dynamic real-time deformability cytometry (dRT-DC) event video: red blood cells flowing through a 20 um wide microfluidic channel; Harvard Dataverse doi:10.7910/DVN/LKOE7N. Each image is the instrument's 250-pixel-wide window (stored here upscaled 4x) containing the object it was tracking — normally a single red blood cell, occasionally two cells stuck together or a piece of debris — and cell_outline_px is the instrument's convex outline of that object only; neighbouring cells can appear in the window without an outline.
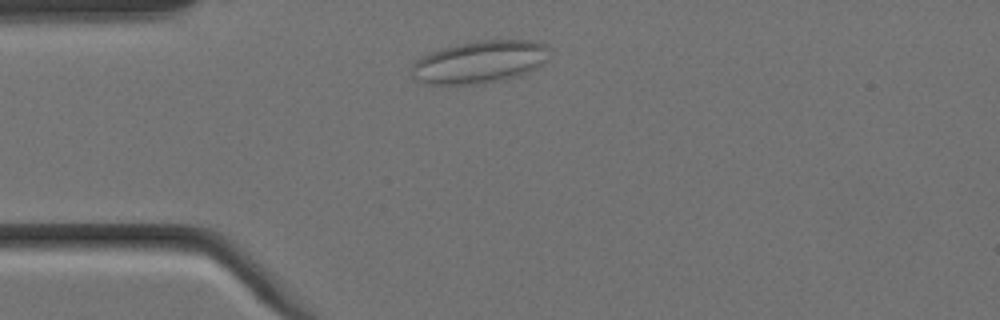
{"species": "Egyptian fruit bat (a non-hibernating species)", "species_latin": "Rousettus aegyptiacus", "temperature_condition": "cold", "stored_images_in_passage": 9, "camera_frame_rate_fps": 3000, "um_per_image_px": 0.085, "animal": {"sex": "female"}, "frame": {"image": 1, "passage_image": 2, "time_ms": 0.333, "image_size_px": [1000, 320], "cell_outline_px": [[552, 56], [536, 68], [528, 72], [516, 76], [484, 84], [428, 84], [416, 80], [412, 72], [412, 64], [416, 60], [440, 48], [476, 40], [532, 40], [544, 44], [552, 48]], "centroid_in_image_um": [40.84, 5.25], "position_along_channel_um": 44.2, "area_um2": 34.33}}
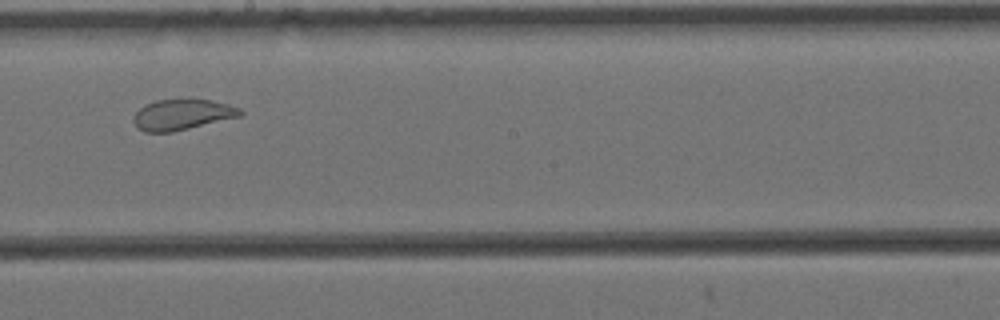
{"frame": {"image": 2, "passage_image": 7, "time_ms": 2.0, "image_size_px": [1000, 320], "cell_outline_px": [[244, 112], [240, 116], [172, 132], [144, 132], [136, 128], [132, 120], [132, 116], [144, 104], [156, 100], [188, 96], [228, 104], [240, 108]], "centroid_in_image_um": [15.43, 9.7], "position_along_channel_um": 232.8, "area_um2": 19.71}}
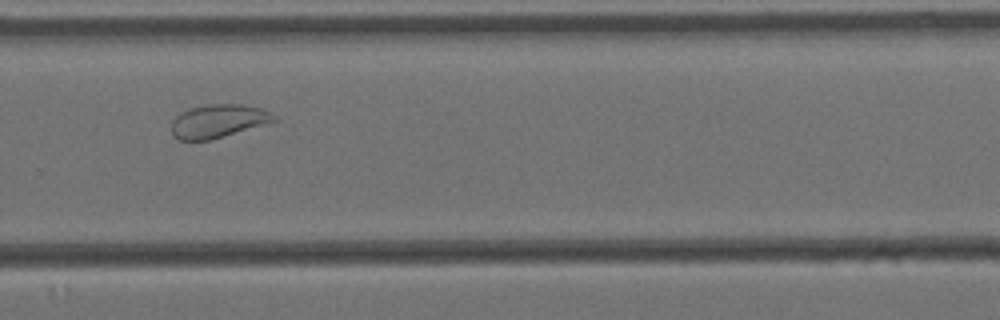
{"frame": {"image": 3, "passage_image": 9, "time_ms": 2.667, "image_size_px": [1000, 320], "cell_outline_px": [[280, 120], [208, 140], [180, 140], [172, 136], [172, 120], [180, 112], [192, 108], [208, 104], [240, 104], [260, 108], [280, 116]], "centroid_in_image_um": [18.58, 10.28], "position_along_channel_um": 311.2, "area_um2": 19.88}}